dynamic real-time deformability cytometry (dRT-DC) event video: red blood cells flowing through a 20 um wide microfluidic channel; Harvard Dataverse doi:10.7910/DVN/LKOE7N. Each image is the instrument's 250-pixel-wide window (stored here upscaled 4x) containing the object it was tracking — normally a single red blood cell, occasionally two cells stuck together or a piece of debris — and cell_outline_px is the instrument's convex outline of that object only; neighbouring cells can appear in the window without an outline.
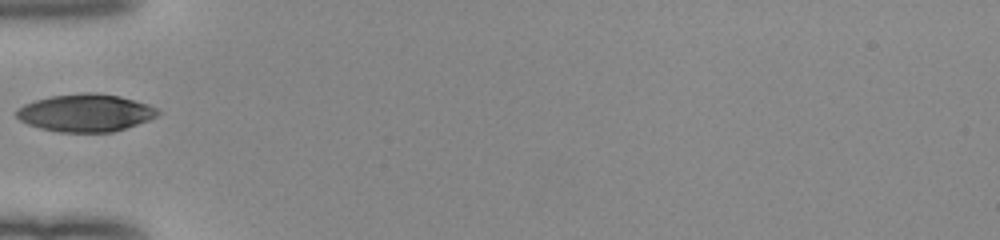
{"species": "human", "species_latin": "Homo sapiens", "temperature_condition": "room temperature", "stored_images_in_passage": 21, "camera_frame_rate_fps": 3000, "um_per_image_px": 0.085, "donor": {"sex": "female"}, "frame": {"image": 1, "passage_image": 1, "time_ms": 0.0, "image_size_px": [1000, 240], "cell_outline_px": [[160, 112], [156, 116], [148, 120], [112, 132], [60, 132], [40, 128], [28, 124], [20, 120], [16, 116], [16, 112], [24, 104], [36, 100], [52, 96], [84, 92], [96, 92], [120, 96], [148, 104], [156, 108]], "centroid_in_image_um": [7.27, 9.58], "position_along_channel_um": 77.7, "area_um2": 30.69}}
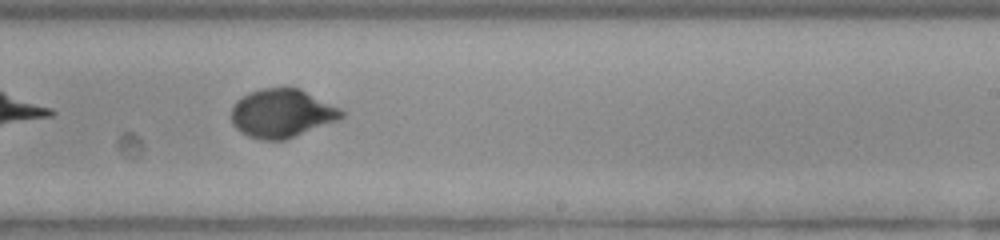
{"frame": {"image": 2, "passage_image": 15, "time_ms": 4.667, "image_size_px": [1000, 240], "cell_outline_px": [[344, 116], [340, 120], [284, 140], [260, 140], [248, 136], [240, 132], [232, 124], [232, 104], [236, 100], [252, 92], [264, 88], [300, 88], [340, 108], [344, 112]], "centroid_in_image_um": [23.97, 9.65], "position_along_channel_um": 265.0, "area_um2": 31.15}}
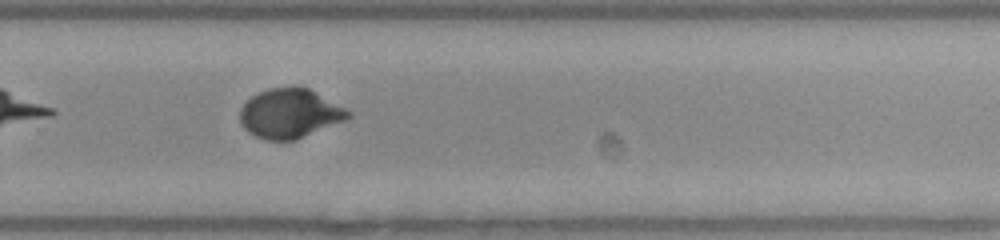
{"frame": {"image": 3, "passage_image": 18, "time_ms": 5.667, "image_size_px": [1000, 240], "cell_outline_px": [[352, 116], [344, 120], [296, 140], [264, 140], [248, 132], [244, 128], [240, 120], [240, 108], [252, 96], [268, 88], [308, 88], [352, 112]], "centroid_in_image_um": [24.62, 9.66], "position_along_channel_um": 305.2, "area_um2": 30.63}}